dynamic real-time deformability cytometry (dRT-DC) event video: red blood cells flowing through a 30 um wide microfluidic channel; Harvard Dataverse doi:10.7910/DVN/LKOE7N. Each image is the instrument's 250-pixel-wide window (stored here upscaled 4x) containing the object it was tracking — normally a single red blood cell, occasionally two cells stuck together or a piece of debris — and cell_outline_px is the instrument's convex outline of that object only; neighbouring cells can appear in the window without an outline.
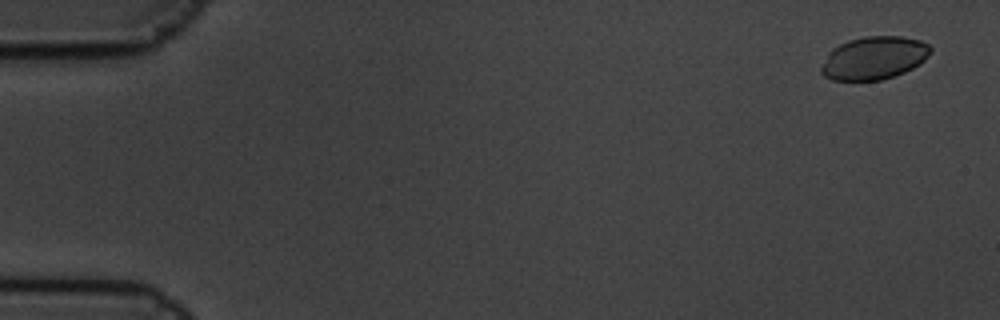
{"species": "common noctule bat (a hibernating species)", "species_latin": "Nyctalus noctula", "temperature_condition": "cold", "stored_images_in_passage": 5, "camera_frame_rate_fps": 3000, "um_per_image_px": 0.085, "animal": {"sex": "male", "body_mass_g": 19.5, "forearm_length_mm": 54.6}, "frame": {"image": 1, "passage_image": 1, "time_ms": 0.0, "image_size_px": [1000, 320], "cell_outline_px": [[932, 52], [920, 64], [904, 72], [880, 80], [832, 80], [824, 76], [820, 72], [820, 68], [828, 52], [832, 48], [848, 40], [864, 36], [900, 36], [920, 40], [928, 44], [932, 48]], "centroid_in_image_um": [74.28, 4.92], "position_along_channel_um": 10.7, "area_um2": 27.46}}